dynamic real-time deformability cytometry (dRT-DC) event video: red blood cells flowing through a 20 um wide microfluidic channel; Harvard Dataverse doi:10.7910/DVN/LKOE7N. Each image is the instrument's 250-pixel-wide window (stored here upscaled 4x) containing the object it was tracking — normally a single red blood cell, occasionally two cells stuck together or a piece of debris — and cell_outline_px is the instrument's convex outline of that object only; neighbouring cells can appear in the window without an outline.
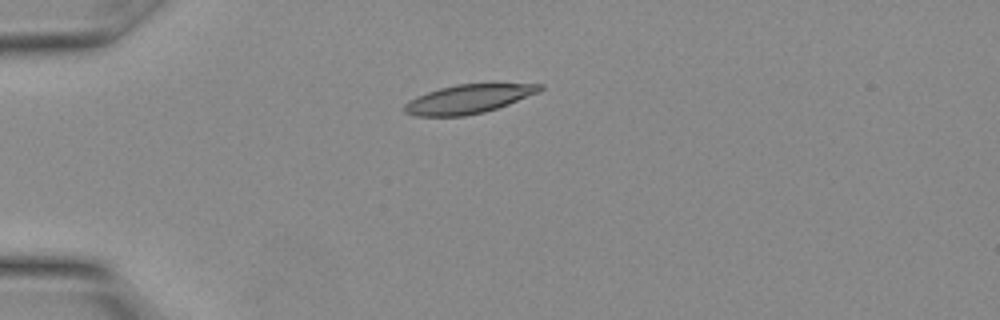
{"species": "Egyptian fruit bat (a non-hibernating species)", "species_latin": "Rousettus aegyptiacus", "temperature_condition": "warm", "stored_images_in_passage": 8, "camera_frame_rate_fps": 3000, "um_per_image_px": 0.085, "animal": {"sex": "female"}, "frame": {"image": 1, "passage_image": 1, "time_ms": 0.0, "image_size_px": [1000, 320], "cell_outline_px": [[544, 88], [540, 92], [508, 104], [484, 112], [464, 116], [416, 116], [404, 112], [404, 104], [408, 100], [428, 92], [440, 88], [456, 84], [544, 84]], "centroid_in_image_um": [39.81, 8.42], "position_along_channel_um": 45.2, "area_um2": 22.6}}
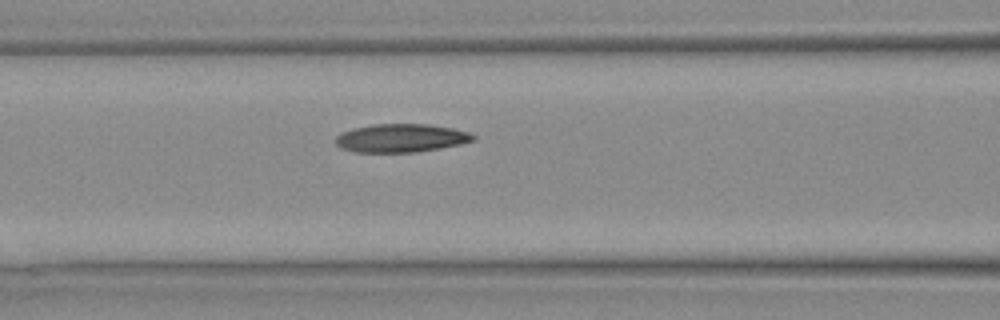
{"frame": {"image": 2, "passage_image": 6, "time_ms": 1.667, "image_size_px": [1000, 320], "cell_outline_px": [[476, 140], [460, 144], [440, 148], [416, 152], [356, 152], [340, 148], [336, 144], [336, 136], [340, 132], [352, 128], [372, 124], [428, 124], [452, 128], [468, 132], [476, 136]], "centroid_in_image_um": [34.07, 11.73], "position_along_channel_um": 132.5, "area_um2": 22.83}}
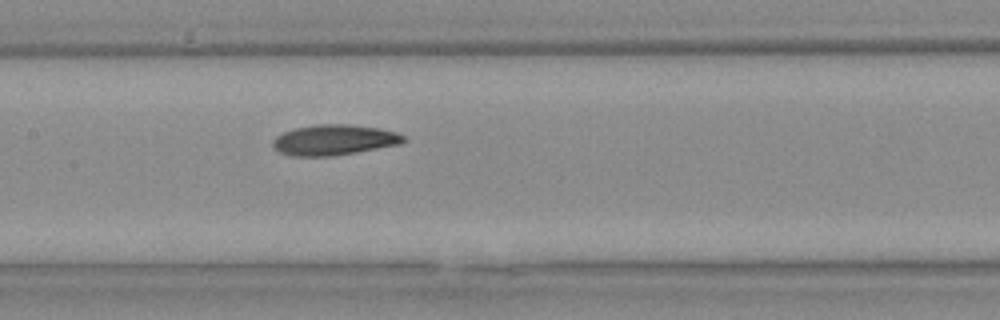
{"frame": {"image": 3, "passage_image": 8, "time_ms": 2.333, "image_size_px": [1000, 320], "cell_outline_px": [[408, 140], [400, 144], [356, 152], [332, 156], [292, 156], [280, 152], [272, 148], [272, 140], [276, 136], [284, 132], [296, 128], [316, 124], [348, 124], [376, 128], [396, 132], [404, 136]], "centroid_in_image_um": [28.38, 11.9], "position_along_channel_um": 179.0, "area_um2": 23.18}}